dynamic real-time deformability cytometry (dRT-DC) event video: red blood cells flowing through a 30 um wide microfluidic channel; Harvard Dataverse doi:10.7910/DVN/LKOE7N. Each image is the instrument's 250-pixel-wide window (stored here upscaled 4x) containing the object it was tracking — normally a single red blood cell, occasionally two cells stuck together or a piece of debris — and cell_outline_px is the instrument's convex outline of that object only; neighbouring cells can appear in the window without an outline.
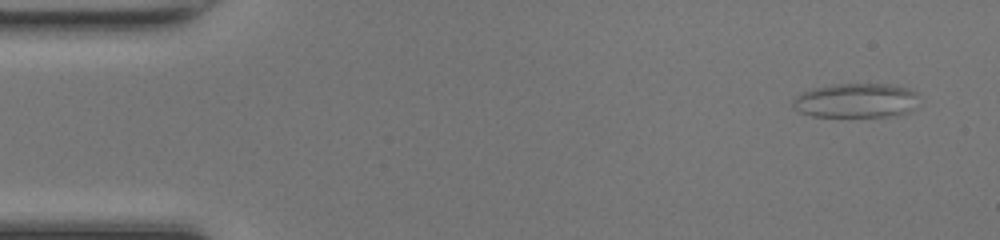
{"species": "common noctule bat (a hibernating species)", "species_latin": "Nyctalus noctula", "temperature_condition": "room temperature", "stored_images_in_passage": 46, "camera_frame_rate_fps": 3000, "um_per_image_px": 0.085, "animal": {"sex": "female", "body_mass_g": 17.0, "forearm_length_mm": 48.0}, "frame": {"image": 1, "passage_image": 1, "time_ms": 0.0, "image_size_px": [1000, 240], "cell_outline_px": [[916, 96], [912, 108], [908, 112], [888, 116], [812, 116], [800, 112], [792, 108], [792, 100], [800, 92], [812, 88], [836, 84], [888, 84], [908, 88], [916, 92]], "centroid_in_image_um": [72.67, 8.53], "position_along_channel_um": 12.3, "area_um2": 25.09}}
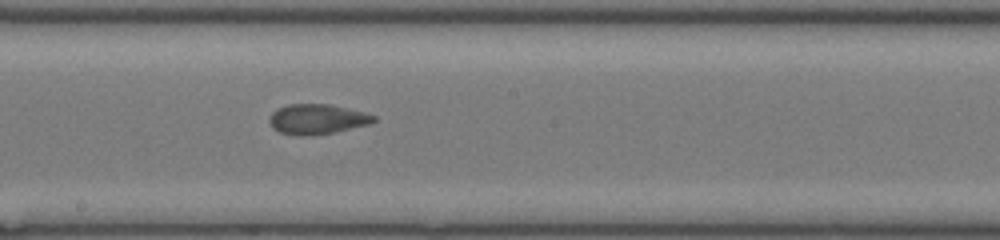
{"frame": {"image": 2, "passage_image": 24, "time_ms": 7.667, "image_size_px": [1000, 240], "cell_outline_px": [[376, 120], [372, 124], [332, 132], [304, 136], [300, 136], [280, 132], [272, 128], [268, 120], [272, 112], [276, 108], [288, 104], [328, 104], [364, 112], [376, 116]], "centroid_in_image_um": [26.94, 10.12], "position_along_channel_um": 221.3, "area_um2": 18.26}}
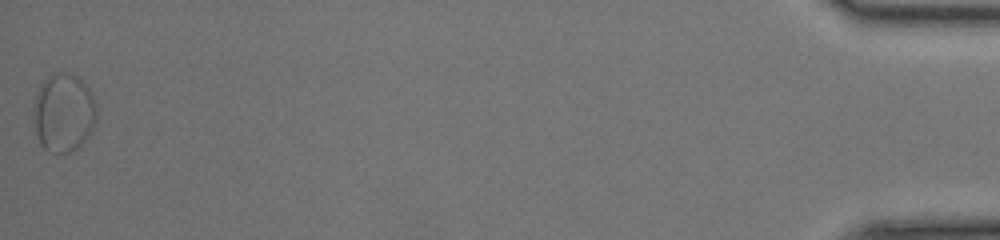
{"frame": {"image": 3, "passage_image": 46, "time_ms": 15.0, "image_size_px": [1000, 240], "cell_outline_px": [[96, 120], [92, 132], [72, 152], [48, 152], [40, 144], [36, 132], [32, 108], [40, 88], [44, 80], [56, 72], [64, 72], [80, 76], [88, 88], [96, 104]], "centroid_in_image_um": [5.42, 9.58], "position_along_channel_um": 429.8, "area_um2": 28.84}, "authors_computed_cell_mechanics": {"area_um2": 18.9295, "velocity_mm_per_s": 4.2853, "shape_relaxation_time_tau1_ms": null, "shape_relaxation_time_tau2_ms": 1.7958, "deformation_change_tau1": null, "deformation_change_tau2": 0.0722}}